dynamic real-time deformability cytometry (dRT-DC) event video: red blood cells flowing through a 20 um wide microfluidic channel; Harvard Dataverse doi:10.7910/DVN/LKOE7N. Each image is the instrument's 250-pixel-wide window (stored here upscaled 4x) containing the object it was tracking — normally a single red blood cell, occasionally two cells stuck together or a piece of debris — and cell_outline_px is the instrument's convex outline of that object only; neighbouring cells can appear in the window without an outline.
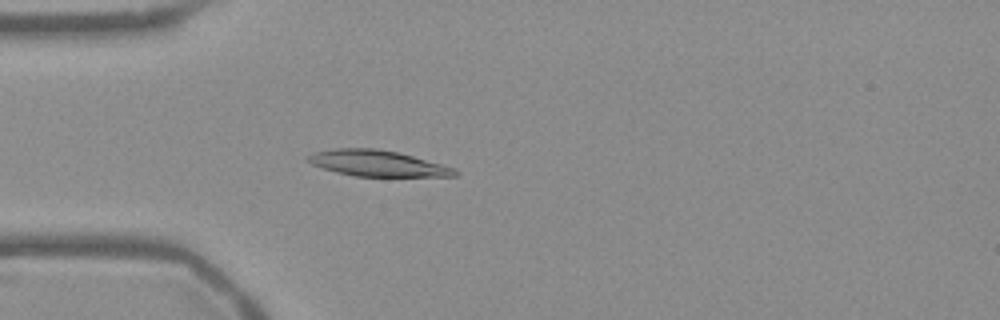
{"species": "Egyptian fruit bat (a non-hibernating species)", "species_latin": "Rousettus aegyptiacus", "temperature_condition": "warm", "stored_images_in_passage": 54, "camera_frame_rate_fps": 3000, "um_per_image_px": 0.085, "frame": {"image": 1, "passage_image": 15, "time_ms": 4.667, "image_size_px": [1000, 320], "cell_outline_px": [[460, 172], [456, 176], [356, 176], [336, 172], [312, 164], [304, 160], [304, 156], [312, 152], [332, 148], [376, 148], [396, 152], [412, 156], [456, 168]], "centroid_in_image_um": [32.02, 13.87], "position_along_channel_um": 53.0, "area_um2": 22.31}}
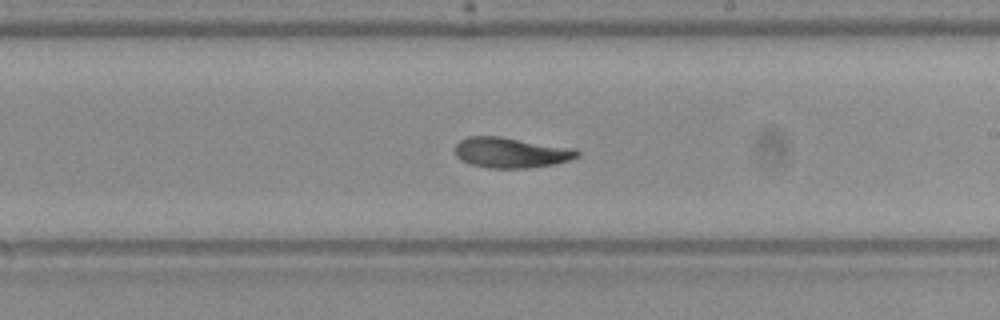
{"frame": {"image": 2, "passage_image": 31, "time_ms": 10.0, "image_size_px": [1000, 320], "cell_outline_px": [[580, 156], [556, 164], [528, 168], [488, 168], [468, 164], [460, 160], [456, 156], [456, 144], [460, 140], [468, 136], [500, 136], [576, 148], [580, 152]], "centroid_in_image_um": [43.45, 12.97], "position_along_channel_um": 245.6, "area_um2": 21.96}}
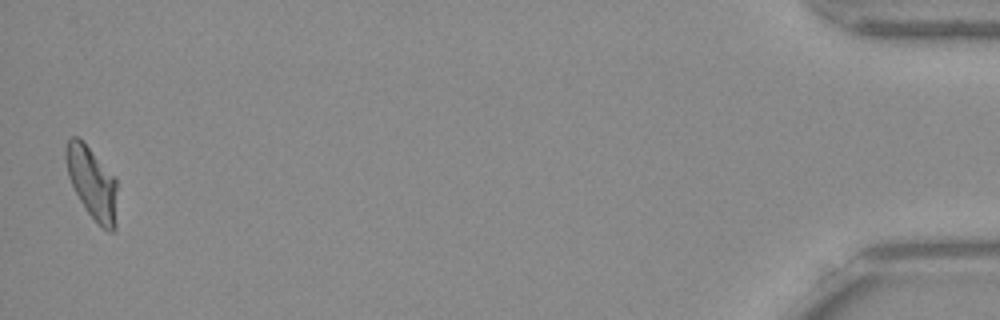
{"frame": {"image": 3, "passage_image": 53, "time_ms": 17.333, "image_size_px": [1000, 320], "cell_outline_px": [[116, 228], [112, 232], [108, 232], [88, 212], [80, 200], [68, 176], [64, 156], [64, 148], [68, 140], [72, 136], [76, 136], [88, 148], [116, 180]], "centroid_in_image_um": [7.8, 15.56], "position_along_channel_um": 427.4, "area_um2": 20.87}, "authors_computed_cell_mechanics": {"area_um2": 21.8484, "velocity_mm_per_s": 3.7614, "shape_relaxation_time_tau1_ms": 8.5383, "shape_relaxation_time_tau2_ms": 3.6718, "deformation_change_tau1": 0.212, "deformation_change_tau2": 0.0914}}